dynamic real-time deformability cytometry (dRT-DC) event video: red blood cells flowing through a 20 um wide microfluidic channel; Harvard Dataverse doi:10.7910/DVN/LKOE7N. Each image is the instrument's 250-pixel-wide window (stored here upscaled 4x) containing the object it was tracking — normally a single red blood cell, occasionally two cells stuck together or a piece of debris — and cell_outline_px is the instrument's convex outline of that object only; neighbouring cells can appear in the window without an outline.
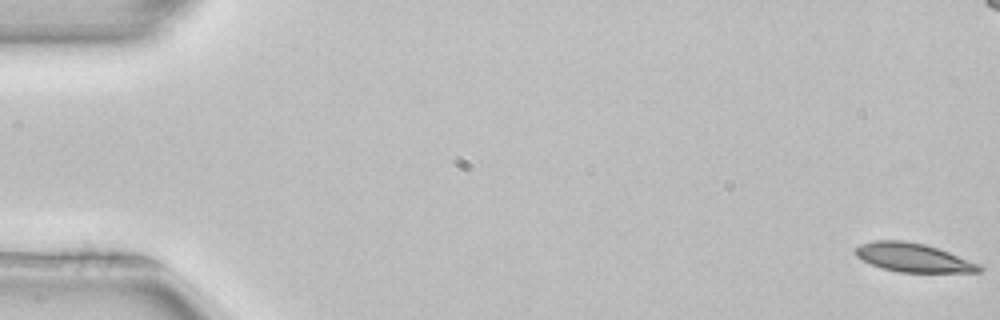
{"species": "common noctule bat (a hibernating species)", "species_latin": "Nyctalus noctula", "temperature_condition": "room temperature", "stored_images_in_passage": 54, "camera_frame_rate_fps": 3000, "um_per_image_px": 0.085, "animal": {"sex": "female", "body_mass_g": 22.7, "forearm_length_mm": 54.2}, "frame": {"image": 1, "passage_image": 1, "time_ms": 0.0, "image_size_px": [1000, 320], "cell_outline_px": [[984, 268], [980, 272], [900, 272], [884, 268], [860, 260], [852, 252], [852, 248], [860, 244], [872, 240], [904, 240], [924, 244], [948, 252], [980, 264]], "centroid_in_image_um": [77.55, 21.88], "position_along_channel_um": 7.4, "area_um2": 20.81}}
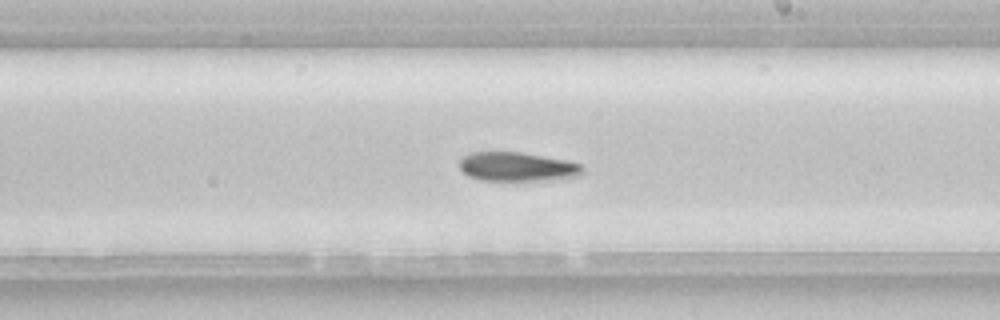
{"frame": {"image": 2, "passage_image": 31, "time_ms": 10.0, "image_size_px": [1000, 320], "cell_outline_px": [[584, 172], [580, 176], [540, 180], [480, 180], [468, 176], [460, 168], [460, 160], [464, 156], [472, 152], [520, 152], [564, 160], [580, 164]], "centroid_in_image_um": [43.94, 14.17], "position_along_channel_um": 245.1, "area_um2": 20.52}, "authors_computed_cell_mechanics": {"area_um2": 21.0103, "velocity_mm_per_s": 3.9294, "shape_relaxation_time_tau1_ms": 4.8327, "shape_relaxation_time_tau2_ms": null, "deformation_change_tau1": 0.1455, "deformation_change_tau2": null}}